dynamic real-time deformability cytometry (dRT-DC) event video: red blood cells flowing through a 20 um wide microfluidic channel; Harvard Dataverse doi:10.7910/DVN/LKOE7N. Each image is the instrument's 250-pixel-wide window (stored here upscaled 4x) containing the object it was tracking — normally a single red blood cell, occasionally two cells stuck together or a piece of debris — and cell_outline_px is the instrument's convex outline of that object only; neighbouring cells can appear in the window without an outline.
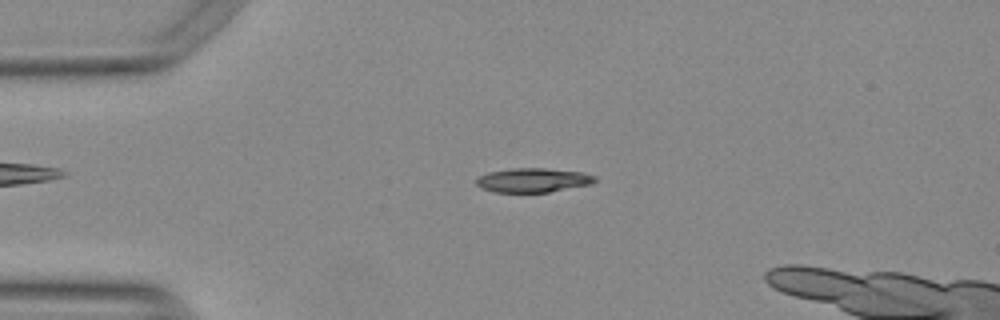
{"species": "Egyptian fruit bat (a non-hibernating species)", "species_latin": "Rousettus aegyptiacus", "temperature_condition": "warm", "stored_images_in_passage": 49, "camera_frame_rate_fps": 3000, "um_per_image_px": 0.085, "animal": {"sex": "female"}, "frame": {"image": 1, "passage_image": 12, "time_ms": 3.667, "image_size_px": [1000, 320], "cell_outline_px": [[596, 180], [592, 184], [548, 192], [492, 192], [476, 184], [476, 180], [480, 176], [488, 172], [512, 168], [544, 168], [584, 172], [596, 176]], "centroid_in_image_um": [45.34, 15.31], "position_along_channel_um": 39.7, "area_um2": 16.7}}
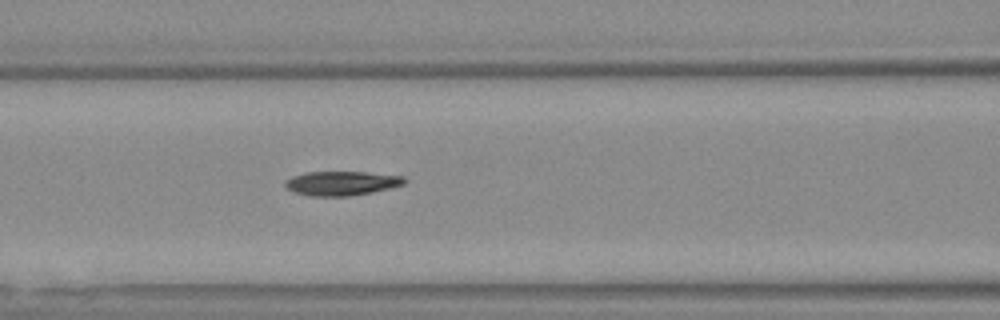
{"frame": {"image": 2, "passage_image": 22, "time_ms": 7.0, "image_size_px": [1000, 320], "cell_outline_px": [[408, 180], [404, 184], [388, 188], [348, 196], [312, 196], [296, 192], [288, 188], [284, 184], [292, 176], [308, 172], [364, 172], [404, 176]], "centroid_in_image_um": [29.06, 15.56], "position_along_channel_um": 137.5, "area_um2": 16.47}}
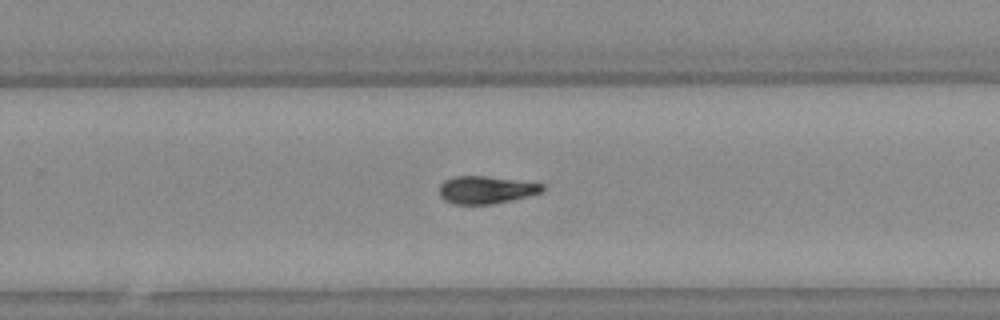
{"frame": {"image": 3, "passage_image": 34, "time_ms": 11.0, "image_size_px": [1000, 320], "cell_outline_px": [[544, 192], [492, 204], [452, 204], [444, 200], [440, 196], [440, 184], [444, 180], [452, 176], [484, 176], [544, 184]], "centroid_in_image_um": [41.27, 16.14], "position_along_channel_um": 288.5, "area_um2": 16.47}}